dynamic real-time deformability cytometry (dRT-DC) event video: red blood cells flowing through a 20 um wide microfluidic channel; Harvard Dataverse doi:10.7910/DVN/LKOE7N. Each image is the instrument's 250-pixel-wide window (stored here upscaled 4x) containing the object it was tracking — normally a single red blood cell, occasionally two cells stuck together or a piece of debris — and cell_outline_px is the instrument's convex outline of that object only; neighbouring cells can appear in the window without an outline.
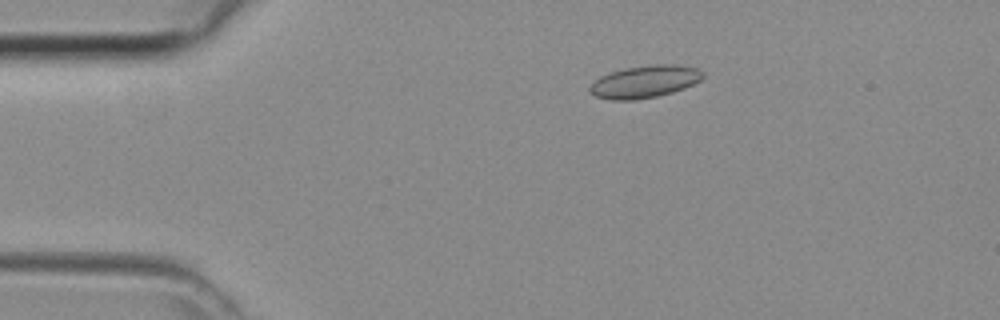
{"species": "common noctule bat (a hibernating species)", "species_latin": "Nyctalus noctula", "temperature_condition": "room temperature", "stored_images_in_passage": 32, "camera_frame_rate_fps": 3000, "um_per_image_px": 0.085, "animal": {"sex": "female", "body_mass_g": 29.2, "forearm_length_mm": 56.3}, "frame": {"image": 1, "passage_image": 4, "time_ms": 1.0, "image_size_px": [1000, 320], "cell_outline_px": [[704, 76], [700, 80], [684, 88], [672, 92], [656, 96], [636, 100], [612, 100], [596, 96], [588, 88], [600, 76], [624, 68], [652, 64], [676, 64], [696, 68], [704, 72]], "centroid_in_image_um": [54.82, 6.93], "position_along_channel_um": 30.2, "area_um2": 21.15}}
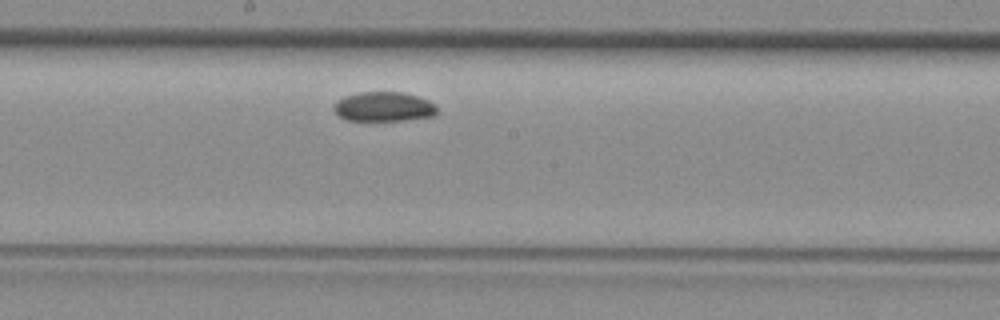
{"frame": {"image": 2, "passage_image": 20, "time_ms": 6.333, "image_size_px": [1000, 320], "cell_outline_px": [[436, 116], [404, 120], [348, 120], [340, 116], [332, 108], [336, 100], [344, 96], [360, 92], [400, 92], [416, 96], [428, 100], [436, 104]], "centroid_in_image_um": [32.62, 9.06], "position_along_channel_um": 215.6, "area_um2": 17.74}}
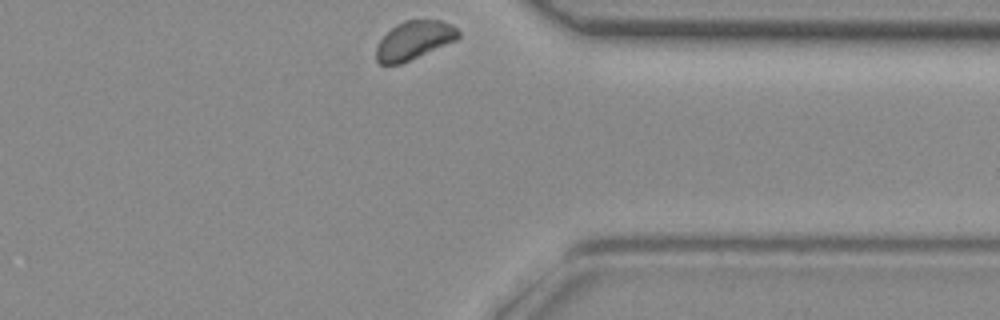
{"frame": {"image": 3, "passage_image": 32, "time_ms": 10.333, "image_size_px": [1000, 320], "cell_outline_px": [[460, 36], [456, 40], [400, 64], [380, 64], [376, 60], [376, 44], [396, 24], [404, 20], [440, 20], [452, 24], [460, 32]], "centroid_in_image_um": [35.19, 3.41], "position_along_channel_um": 376.2, "area_um2": 18.26}}